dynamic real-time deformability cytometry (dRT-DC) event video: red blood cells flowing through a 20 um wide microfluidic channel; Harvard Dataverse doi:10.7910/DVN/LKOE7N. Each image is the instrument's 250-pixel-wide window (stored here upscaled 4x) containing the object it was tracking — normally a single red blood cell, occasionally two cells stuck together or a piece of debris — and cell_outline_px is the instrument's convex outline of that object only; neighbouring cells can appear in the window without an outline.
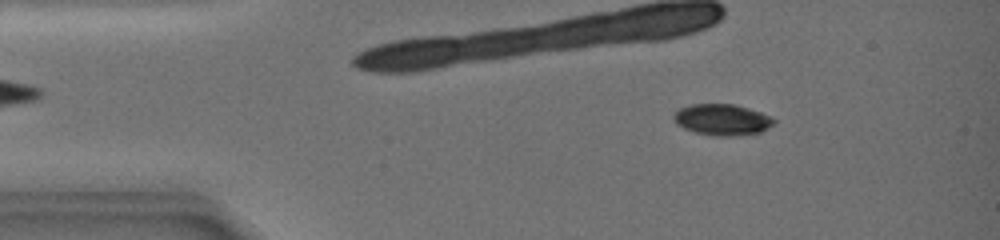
{"species": "common noctule bat (a hibernating species)", "species_latin": "Nyctalus noctula", "temperature_condition": "warm", "stored_images_in_passage": 43, "camera_frame_rate_fps": 3000, "um_per_image_px": 0.085, "animal": {"sex": "female", "body_mass_g": 19.0, "forearm_length_mm": 51.5}, "frame": {"image": 1, "passage_image": 6, "time_ms": 2.333, "image_size_px": [1000, 240], "cell_outline_px": [[776, 120], [768, 128], [760, 132], [740, 136], [712, 136], [696, 132], [684, 128], [676, 124], [672, 116], [680, 108], [692, 104], [736, 104], [772, 116]], "centroid_in_image_um": [61.4, 10.18], "position_along_channel_um": 23.6, "area_um2": 18.32}}
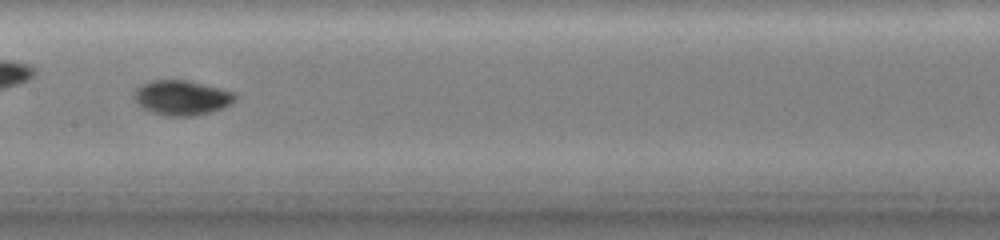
{"frame": {"image": 2, "passage_image": 22, "time_ms": 9.333, "image_size_px": [1000, 240], "cell_outline_px": [[236, 96], [228, 104], [220, 108], [196, 116], [164, 116], [152, 112], [144, 108], [136, 100], [136, 92], [144, 84], [156, 80], [184, 80], [232, 92]], "centroid_in_image_um": [15.43, 8.33], "position_along_channel_um": 192.0, "area_um2": 19.48}}
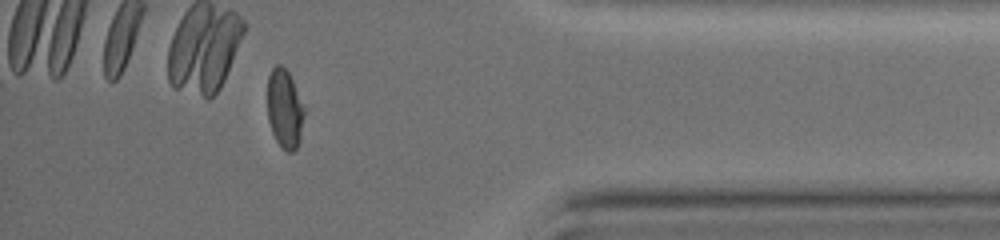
{"frame": {"image": 3, "passage_image": 38, "time_ms": 16.333, "image_size_px": [1000, 240], "cell_outline_px": [[304, 112], [300, 140], [296, 148], [292, 152], [288, 152], [276, 140], [272, 132], [268, 120], [268, 76], [272, 68], [276, 64], [280, 64], [288, 72], [292, 80]], "centroid_in_image_um": [24.17, 9.25], "position_along_channel_um": 411.0, "area_um2": 16.47}, "authors_computed_cell_mechanics": {"area_um2": 18.207, "velocity_mm_per_s": 3.3883, "shape_relaxation_time_tau1_ms": 4.2622, "shape_relaxation_time_tau2_ms": 2.0318, "deformation_change_tau1": 0.1855, "deformation_change_tau2": 0.0363}}